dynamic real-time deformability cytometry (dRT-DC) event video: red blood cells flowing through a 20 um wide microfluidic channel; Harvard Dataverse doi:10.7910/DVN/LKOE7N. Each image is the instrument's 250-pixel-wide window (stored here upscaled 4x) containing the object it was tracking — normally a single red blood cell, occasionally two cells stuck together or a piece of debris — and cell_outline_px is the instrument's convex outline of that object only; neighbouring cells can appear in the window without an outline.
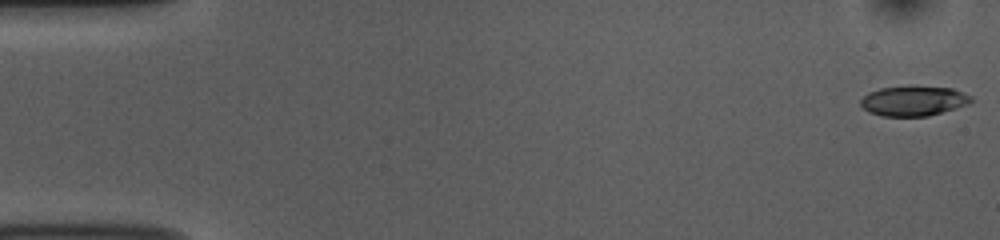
{"species": "common noctule bat (a hibernating species)", "species_latin": "Nyctalus noctula", "temperature_condition": "room temperature", "stored_images_in_passage": 53, "camera_frame_rate_fps": 3000, "um_per_image_px": 0.085, "animal": {"sex": "female", "body_mass_g": 10.0, "forearm_length_mm": 53.1}, "frame": {"image": 1, "passage_image": 1, "time_ms": 0.0, "image_size_px": [1000, 240], "cell_outline_px": [[972, 100], [968, 104], [928, 116], [880, 116], [868, 112], [860, 104], [860, 100], [868, 92], [880, 88], [912, 84], [952, 88], [964, 92], [972, 96]], "centroid_in_image_um": [77.64, 8.54], "position_along_channel_um": 7.4, "area_um2": 19.77}}
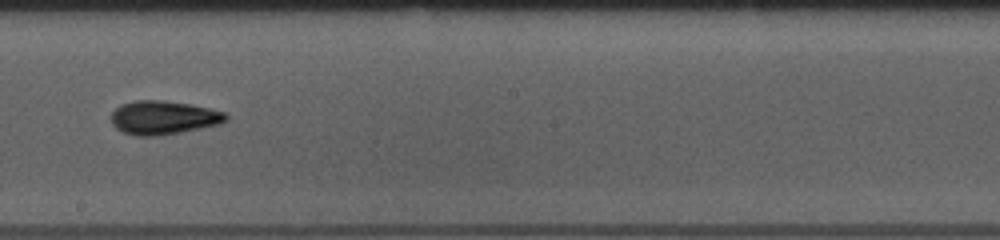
{"frame": {"image": 2, "passage_image": 30, "time_ms": 9.667, "image_size_px": [1000, 240], "cell_outline_px": [[228, 120], [220, 124], [180, 132], [156, 136], [136, 136], [124, 132], [116, 128], [112, 124], [112, 112], [120, 104], [136, 100], [164, 100], [188, 104], [208, 108], [224, 112], [228, 116]], "centroid_in_image_um": [13.88, 9.99], "position_along_channel_um": 234.3, "area_um2": 22.43}}
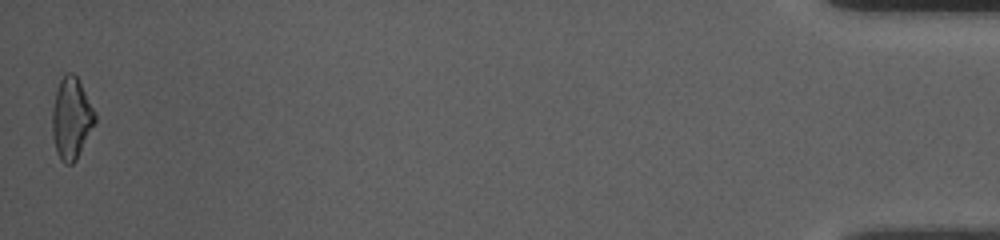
{"frame": {"image": 3, "passage_image": 53, "time_ms": 17.333, "image_size_px": [1000, 240], "cell_outline_px": [[96, 120], [76, 160], [72, 164], [64, 164], [60, 160], [56, 152], [52, 136], [52, 108], [56, 92], [60, 80], [64, 72], [72, 72], [76, 76], [96, 112]], "centroid_in_image_um": [6.05, 10.07], "position_along_channel_um": 429.2, "area_um2": 20.29}, "authors_computed_cell_mechanics": {"area_um2": 20.6346, "velocity_mm_per_s": 3.7576, "shape_relaxation_time_tau1_ms": 4.0127, "shape_relaxation_time_tau2_ms": 6.1456, "deformation_change_tau1": 0.1362, "deformation_change_tau2": 0.1485}}